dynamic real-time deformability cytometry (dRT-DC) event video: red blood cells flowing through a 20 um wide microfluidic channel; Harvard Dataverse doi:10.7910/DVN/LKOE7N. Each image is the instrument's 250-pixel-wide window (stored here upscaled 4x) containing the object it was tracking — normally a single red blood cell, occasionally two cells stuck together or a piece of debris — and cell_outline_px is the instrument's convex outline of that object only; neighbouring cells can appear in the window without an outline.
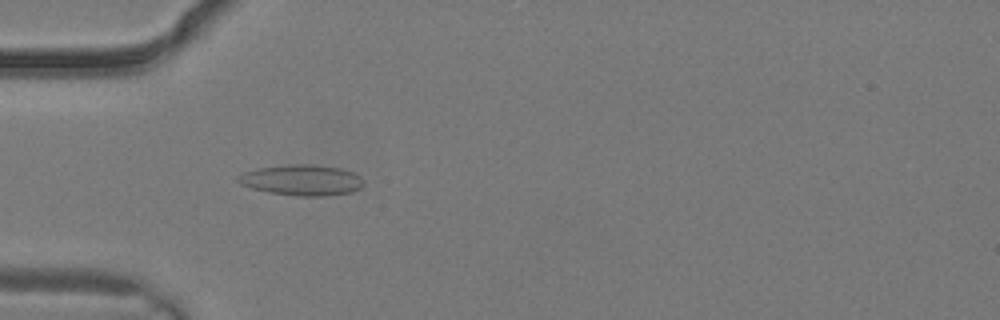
{"species": "common noctule bat (a hibernating species)", "species_latin": "Nyctalus noctula", "temperature_condition": "warm", "stored_images_in_passage": 3, "camera_frame_rate_fps": 3000, "um_per_image_px": 0.085, "animal": {"sex": "male", "body_mass_g": 19.2, "forearm_length_mm": 51.8}, "frame": {"image": 1, "passage_image": 2, "time_ms": 0.333, "image_size_px": [1000, 320], "cell_outline_px": [[364, 184], [360, 188], [352, 192], [324, 196], [300, 196], [268, 192], [252, 188], [240, 184], [236, 180], [236, 176], [244, 172], [260, 168], [288, 164], [308, 164], [340, 168], [352, 172], [360, 176], [364, 180]], "centroid_in_image_um": [25.66, 15.31], "position_along_channel_um": 59.3, "area_um2": 22.48}}